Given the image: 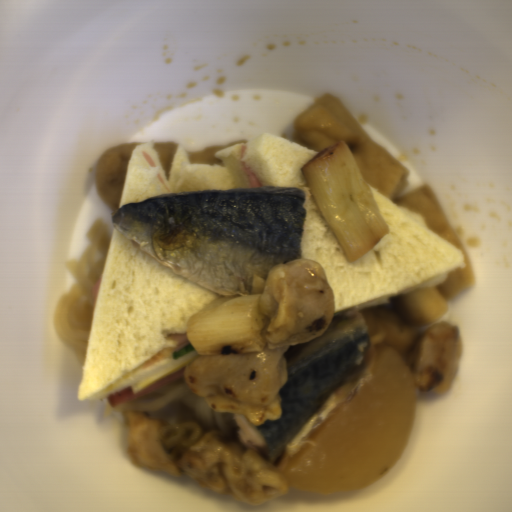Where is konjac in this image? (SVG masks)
<instances>
[{"instance_id":"2","label":"konjac","mask_w":512,"mask_h":512,"mask_svg":"<svg viewBox=\"0 0 512 512\" xmlns=\"http://www.w3.org/2000/svg\"><path fill=\"white\" fill-rule=\"evenodd\" d=\"M111 412H117L120 415V412H142L151 419H163L170 425L194 421L200 424L204 433L208 429H216L211 408L205 397L192 393L184 377L118 407H111L108 402L103 418Z\"/></svg>"},{"instance_id":"1","label":"konjac","mask_w":512,"mask_h":512,"mask_svg":"<svg viewBox=\"0 0 512 512\" xmlns=\"http://www.w3.org/2000/svg\"><path fill=\"white\" fill-rule=\"evenodd\" d=\"M86 236L89 243L81 256L63 264L73 285L58 298L53 316L54 333L83 368L96 305L90 290L102 277L113 234L106 220L97 218Z\"/></svg>"}]
</instances>
